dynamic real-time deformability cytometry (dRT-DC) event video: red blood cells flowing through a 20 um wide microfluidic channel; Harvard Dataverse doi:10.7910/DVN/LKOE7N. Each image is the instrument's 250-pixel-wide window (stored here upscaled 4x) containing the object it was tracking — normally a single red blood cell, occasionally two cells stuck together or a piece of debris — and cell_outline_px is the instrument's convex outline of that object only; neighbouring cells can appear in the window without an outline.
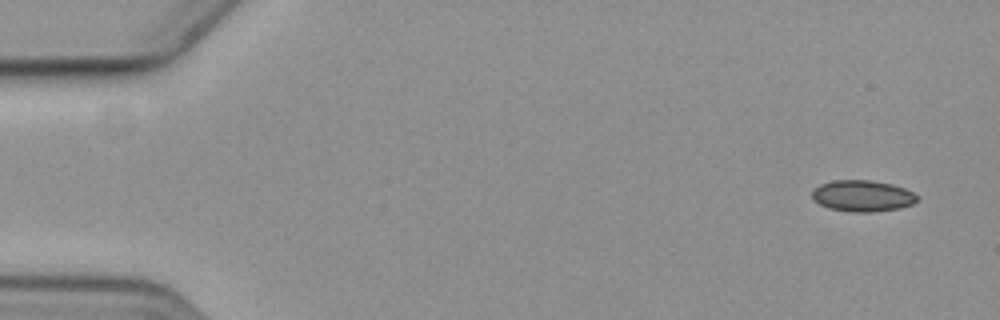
{"species": "common noctule bat (a hibernating species)", "species_latin": "Nyctalus noctula", "temperature_condition": "cold", "stored_images_in_passage": 5, "camera_frame_rate_fps": 3000, "um_per_image_px": 0.085, "animal": {"sex": "female", "body_mass_g": 19.3, "forearm_length_mm": 54.1}, "frame": {"image": 1, "passage_image": 1, "time_ms": 0.0, "image_size_px": [1000, 320], "cell_outline_px": [[920, 200], [912, 204], [900, 208], [872, 212], [852, 212], [828, 208], [820, 204], [812, 196], [812, 192], [820, 184], [832, 180], [872, 180], [892, 184], [904, 188], [920, 196]], "centroid_in_image_um": [73.36, 16.65], "position_along_channel_um": 11.6, "area_um2": 19.25}}
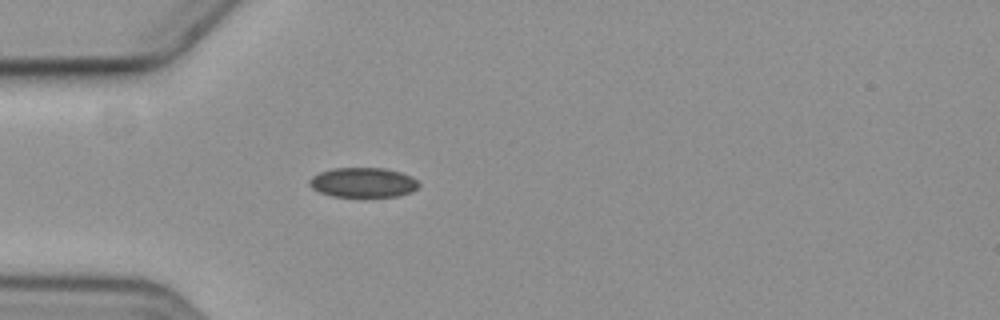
{"frame": {"image": 2, "passage_image": 5, "time_ms": 4.667, "image_size_px": [1000, 320], "cell_outline_px": [[420, 184], [412, 192], [400, 196], [332, 196], [320, 192], [312, 188], [308, 184], [308, 180], [312, 176], [320, 172], [332, 168], [384, 168], [400, 172], [412, 176]], "centroid_in_image_um": [30.86, 15.5], "position_along_channel_um": 54.1, "area_um2": 18.96}}